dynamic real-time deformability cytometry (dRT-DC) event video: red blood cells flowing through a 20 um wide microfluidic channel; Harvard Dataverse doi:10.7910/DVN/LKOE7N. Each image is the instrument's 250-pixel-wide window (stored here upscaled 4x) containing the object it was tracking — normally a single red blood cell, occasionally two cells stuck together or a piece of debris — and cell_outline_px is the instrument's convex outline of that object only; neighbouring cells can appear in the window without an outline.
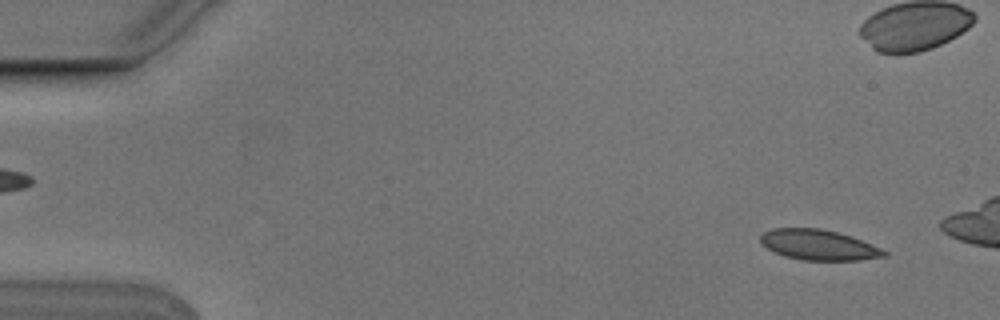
{"species": "Egyptian fruit bat (a non-hibernating species)", "species_latin": "Rousettus aegyptiacus", "temperature_condition": "cold", "stored_images_in_passage": 5, "camera_frame_rate_fps": 3000, "um_per_image_px": 0.085, "animal": {"sex": "male"}, "frame": {"image": 1, "passage_image": 1, "time_ms": 0.0, "image_size_px": [1000, 320], "cell_outline_px": [[888, 256], [860, 260], [804, 260], [784, 256], [768, 248], [760, 240], [760, 236], [764, 232], [772, 228], [820, 228], [852, 236], [872, 244], [888, 252]], "centroid_in_image_um": [69.62, 20.81], "position_along_channel_um": 15.4, "area_um2": 21.79}}